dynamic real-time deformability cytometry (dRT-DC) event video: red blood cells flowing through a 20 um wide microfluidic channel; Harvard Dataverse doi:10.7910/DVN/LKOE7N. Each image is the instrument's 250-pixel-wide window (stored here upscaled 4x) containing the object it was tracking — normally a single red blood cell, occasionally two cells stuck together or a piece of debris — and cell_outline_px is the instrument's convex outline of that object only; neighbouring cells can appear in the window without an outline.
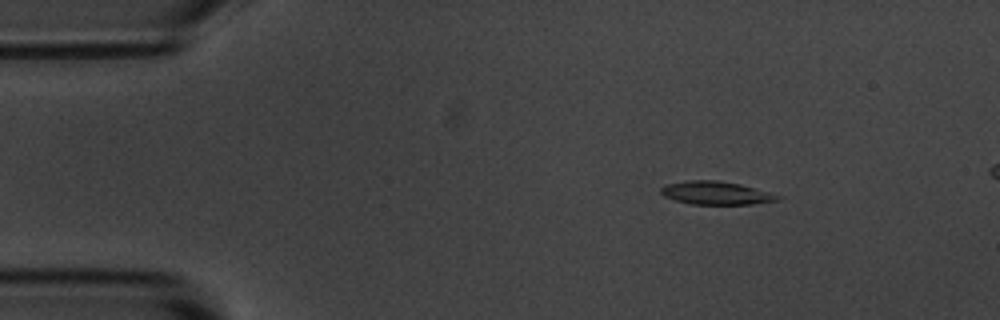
{"species": "common noctule bat (a hibernating species)", "species_latin": "Nyctalus noctula", "temperature_condition": "room temperature", "stored_images_in_passage": 4, "segment_of_instrument_passage": [1, 2], "camera_frame_rate_fps": 3000, "um_per_image_px": 0.085, "animal": {"sex": "male", "body_mass_g": 20.1, "forearm_length_mm": 53.5}, "frame": {"image": 1, "passage_image": 1, "time_ms": 0.0, "image_size_px": [1000, 320], "cell_outline_px": [[784, 196], [780, 200], [752, 204], [692, 204], [676, 200], [664, 196], [660, 192], [660, 188], [664, 184], [688, 180], [716, 180], [740, 184]], "centroid_in_image_um": [60.87, 16.4], "position_along_channel_um": 24.1, "area_um2": 15.84}}